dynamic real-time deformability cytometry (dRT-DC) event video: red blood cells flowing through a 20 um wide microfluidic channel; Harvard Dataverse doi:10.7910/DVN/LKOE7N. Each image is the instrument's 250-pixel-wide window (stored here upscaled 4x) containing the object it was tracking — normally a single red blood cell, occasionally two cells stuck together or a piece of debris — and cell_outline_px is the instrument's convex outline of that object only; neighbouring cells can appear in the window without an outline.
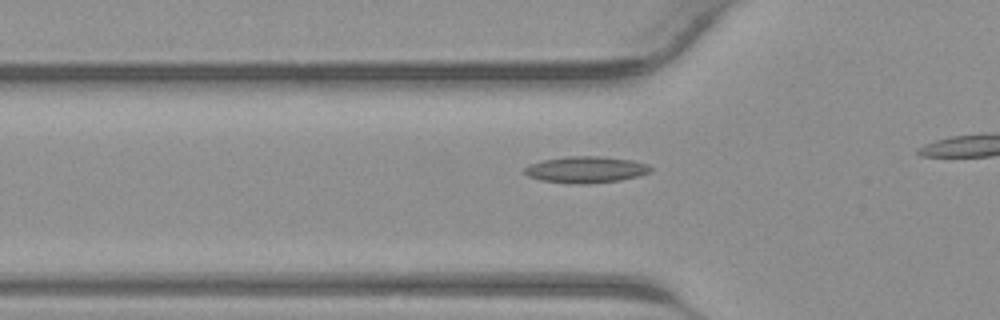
{"species": "common noctule bat (a hibernating species)", "species_latin": "Nyctalus noctula", "temperature_condition": "warm", "stored_images_in_passage": 11, "camera_frame_rate_fps": 3000, "um_per_image_px": 0.085, "animal": {"sex": "male", "body_mass_g": 23.1, "forearm_length_mm": 52.7}, "frame": {"image": 1, "passage_image": 4, "time_ms": 1.0, "image_size_px": [1000, 320], "cell_outline_px": [[652, 172], [640, 176], [620, 180], [588, 184], [580, 184], [540, 180], [528, 176], [524, 172], [524, 168], [528, 164], [544, 160], [568, 156], [600, 156], [632, 160], [648, 164], [652, 168]], "centroid_in_image_um": [49.83, 14.41], "position_along_channel_um": 76.0, "area_um2": 19.54}}
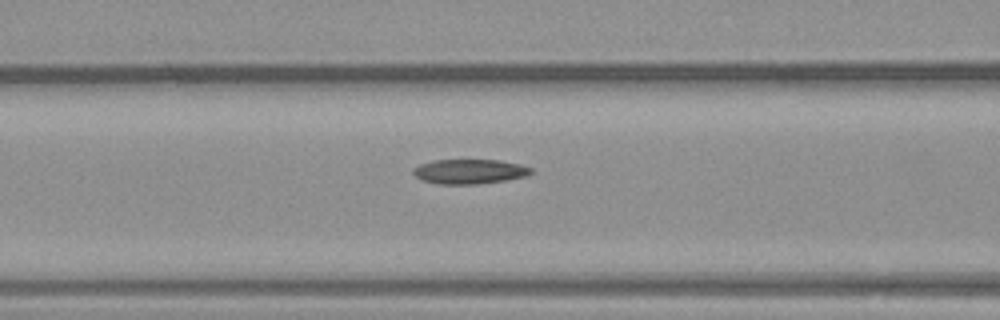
{"frame": {"image": 2, "passage_image": 7, "time_ms": 2.0, "image_size_px": [1000, 320], "cell_outline_px": [[532, 172], [524, 176], [508, 180], [476, 184], [436, 184], [420, 180], [412, 172], [412, 168], [420, 164], [432, 160], [500, 160], [520, 164], [532, 168]], "centroid_in_image_um": [39.87, 14.58], "position_along_channel_um": 126.7, "area_um2": 17.05}}
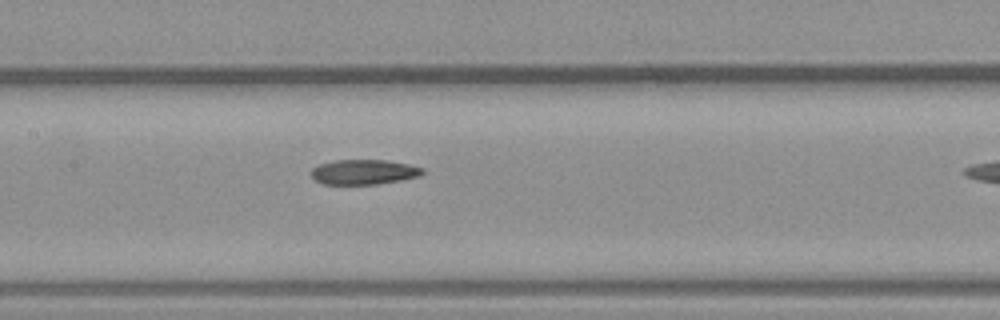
{"frame": {"image": 3, "passage_image": 10, "time_ms": 3.0, "image_size_px": [1000, 320], "cell_outline_px": [[424, 172], [420, 176], [400, 180], [376, 184], [324, 184], [316, 180], [312, 176], [312, 168], [316, 164], [336, 160], [384, 160], [408, 164], [424, 168]], "centroid_in_image_um": [30.92, 14.61], "position_along_channel_um": 176.5, "area_um2": 16.13}}